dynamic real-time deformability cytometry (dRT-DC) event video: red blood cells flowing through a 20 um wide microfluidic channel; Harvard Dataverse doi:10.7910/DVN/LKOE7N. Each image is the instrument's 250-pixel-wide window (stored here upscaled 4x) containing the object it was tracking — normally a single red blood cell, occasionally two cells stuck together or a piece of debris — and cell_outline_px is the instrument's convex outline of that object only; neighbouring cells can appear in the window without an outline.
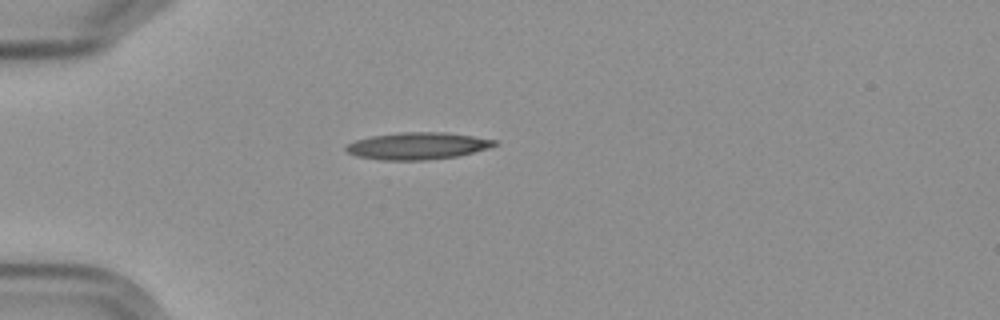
{"species": "Egyptian fruit bat (a non-hibernating species)", "species_latin": "Rousettus aegyptiacus", "temperature_condition": "cold", "stored_images_in_passage": 14, "camera_frame_rate_fps": 3000, "um_per_image_px": 0.085, "frame": {"image": 1, "passage_image": 3, "time_ms": 3.333, "image_size_px": [1000, 320], "cell_outline_px": [[500, 144], [488, 148], [460, 156], [424, 160], [380, 160], [356, 156], [348, 152], [344, 148], [348, 144], [356, 140], [372, 136], [400, 132], [444, 132], [472, 136], [496, 140]], "centroid_in_image_um": [35.51, 12.4], "position_along_channel_um": 49.5, "area_um2": 23.41}}
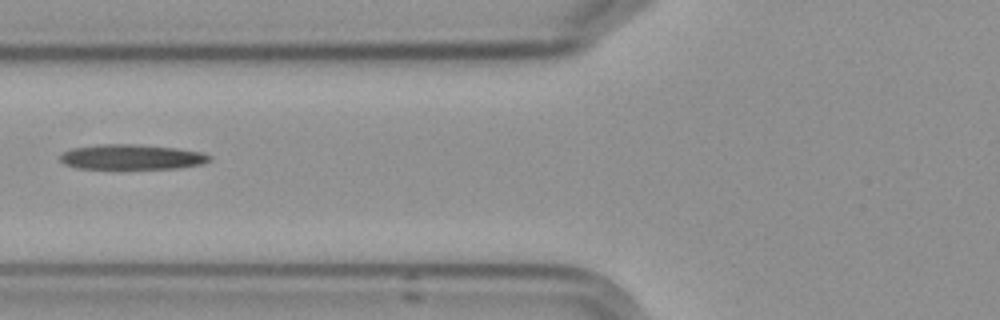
{"frame": {"image": 2, "passage_image": 5, "time_ms": 5.667, "image_size_px": [1000, 320], "cell_outline_px": [[212, 156], [208, 160], [200, 164], [176, 168], [80, 168], [64, 164], [60, 160], [60, 152], [72, 148], [96, 144], [140, 144], [176, 148], [204, 152]], "centroid_in_image_um": [11.15, 13.32], "position_along_channel_um": 114.6, "area_um2": 21.79}}